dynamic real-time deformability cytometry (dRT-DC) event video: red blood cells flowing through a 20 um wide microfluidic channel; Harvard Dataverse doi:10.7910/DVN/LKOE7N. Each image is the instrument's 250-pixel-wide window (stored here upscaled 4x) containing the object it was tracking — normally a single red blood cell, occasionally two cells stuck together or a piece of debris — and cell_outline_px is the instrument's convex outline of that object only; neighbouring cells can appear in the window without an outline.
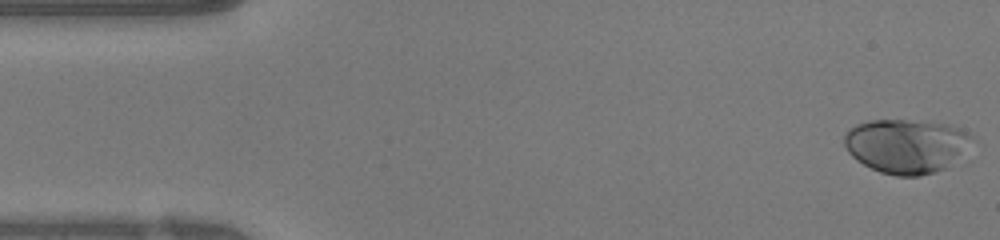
{"species": "human", "species_latin": "Homo sapiens", "temperature_condition": "warm", "stored_images_in_passage": 49, "camera_frame_rate_fps": 3000, "um_per_image_px": 0.085, "donor": {"sex": "female"}, "frame": {"image": 1, "passage_image": 1, "time_ms": 0.0, "image_size_px": [1000, 240], "cell_outline_px": [[976, 136], [944, 168], [920, 176], [896, 176], [880, 172], [856, 160], [848, 152], [844, 144], [844, 132], [848, 128], [856, 124], [868, 120], [932, 120], [948, 124], [960, 128]], "centroid_in_image_um": [76.97, 12.36], "position_along_channel_um": 8.0, "area_um2": 40.29}}
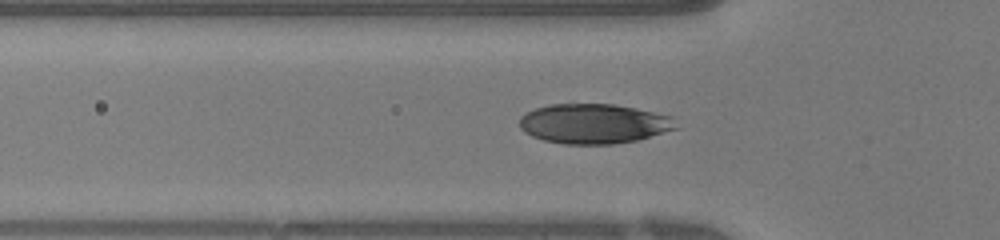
{"frame": {"image": 2, "passage_image": 15, "time_ms": 4.667, "image_size_px": [1000, 240], "cell_outline_px": [[680, 128], [636, 140], [612, 144], [564, 144], [544, 140], [532, 136], [524, 132], [520, 128], [520, 116], [536, 108], [552, 104], [612, 104], [636, 108], [672, 116]], "centroid_in_image_um": [50.5, 10.51], "position_along_channel_um": 75.3, "area_um2": 36.3}}
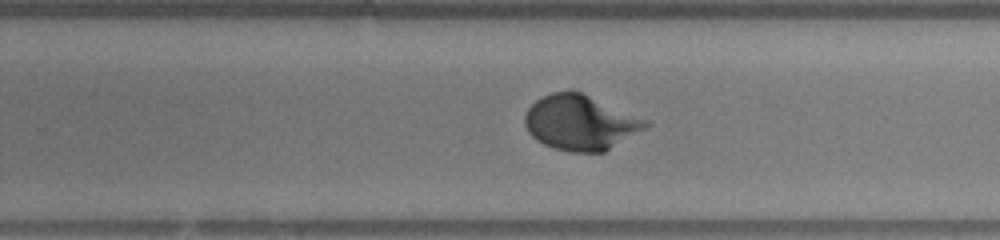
{"frame": {"image": 3, "passage_image": 30, "time_ms": 9.667, "image_size_px": [1000, 240], "cell_outline_px": [[652, 124], [604, 152], [572, 152], [552, 148], [536, 140], [528, 132], [524, 124], [524, 116], [528, 108], [536, 100], [552, 92], [568, 88], [572, 88], [648, 120]], "centroid_in_image_um": [49.31, 10.4], "position_along_channel_um": 280.5, "area_um2": 38.96}, "authors_computed_cell_mechanics": {"area_um2": 37.1076, "velocity_mm_per_s": 4.0929, "shape_relaxation_time_tau1_ms": 3.6418, "shape_relaxation_time_tau2_ms": null, "deformation_change_tau1": 0.2094, "deformation_change_tau2": null}}